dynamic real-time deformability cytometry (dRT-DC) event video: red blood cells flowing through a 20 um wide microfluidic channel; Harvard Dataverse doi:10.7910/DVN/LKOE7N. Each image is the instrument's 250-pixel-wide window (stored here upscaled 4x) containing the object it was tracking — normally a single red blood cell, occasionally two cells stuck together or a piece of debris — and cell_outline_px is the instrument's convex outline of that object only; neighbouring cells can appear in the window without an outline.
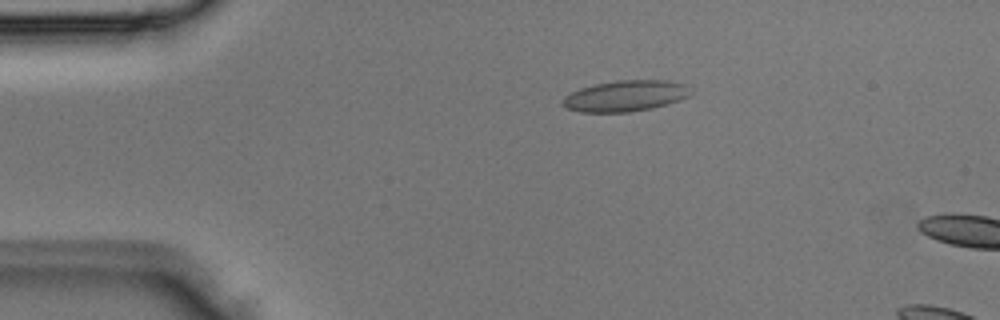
{"species": "Egyptian fruit bat (a non-hibernating species)", "species_latin": "Rousettus aegyptiacus", "temperature_condition": "room temperature", "stored_images_in_passage": 4, "camera_frame_rate_fps": 3000, "um_per_image_px": 0.085, "animal": {"sex": "male"}, "frame": {"image": 1, "passage_image": 3, "time_ms": 0.667, "image_size_px": [1000, 320], "cell_outline_px": [[692, 92], [688, 96], [680, 100], [668, 104], [652, 108], [628, 112], [580, 112], [564, 108], [564, 96], [580, 88], [596, 84], [616, 80], [668, 80], [684, 84]], "centroid_in_image_um": [53.17, 8.15], "position_along_channel_um": 31.8, "area_um2": 23.06}}